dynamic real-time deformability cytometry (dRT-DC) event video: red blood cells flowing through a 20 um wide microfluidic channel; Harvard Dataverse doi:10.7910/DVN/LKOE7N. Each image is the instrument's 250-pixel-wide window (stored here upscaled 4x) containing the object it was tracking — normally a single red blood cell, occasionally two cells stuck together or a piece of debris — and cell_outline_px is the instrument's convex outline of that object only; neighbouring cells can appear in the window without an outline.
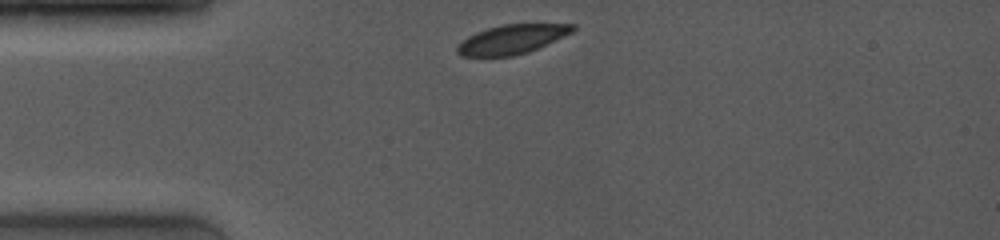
{"species": "common noctule bat (a hibernating species)", "species_latin": "Nyctalus noctula", "temperature_condition": "room temperature", "stored_images_in_passage": 5, "camera_frame_rate_fps": 4000, "um_per_image_px": 0.085, "animal": {"sex": "female", "body_mass_g": 19.0, "forearm_length_mm": 53.3}, "frame": {"image": 1, "passage_image": 1, "time_ms": 0.0, "image_size_px": [1000, 240], "cell_outline_px": [[576, 28], [572, 32], [528, 52], [512, 56], [460, 56], [456, 52], [456, 48], [468, 36], [476, 32], [488, 28], [504, 24], [576, 24]], "centroid_in_image_um": [43.5, 3.34], "position_along_channel_um": 41.5, "area_um2": 19.36}}
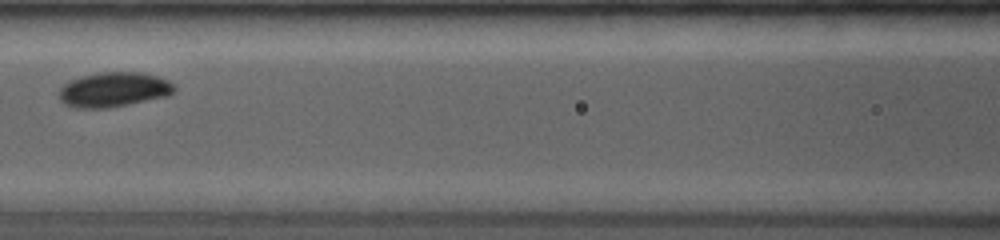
{"frame": {"image": 2, "passage_image": 4, "time_ms": 3.5, "image_size_px": [1000, 240], "cell_outline_px": [[176, 88], [168, 96], [108, 108], [76, 108], [64, 104], [60, 100], [60, 88], [64, 84], [80, 76], [100, 72], [140, 72], [156, 76], [168, 80], [176, 84]], "centroid_in_image_um": [9.68, 7.61], "position_along_channel_um": 156.9, "area_um2": 23.35}}